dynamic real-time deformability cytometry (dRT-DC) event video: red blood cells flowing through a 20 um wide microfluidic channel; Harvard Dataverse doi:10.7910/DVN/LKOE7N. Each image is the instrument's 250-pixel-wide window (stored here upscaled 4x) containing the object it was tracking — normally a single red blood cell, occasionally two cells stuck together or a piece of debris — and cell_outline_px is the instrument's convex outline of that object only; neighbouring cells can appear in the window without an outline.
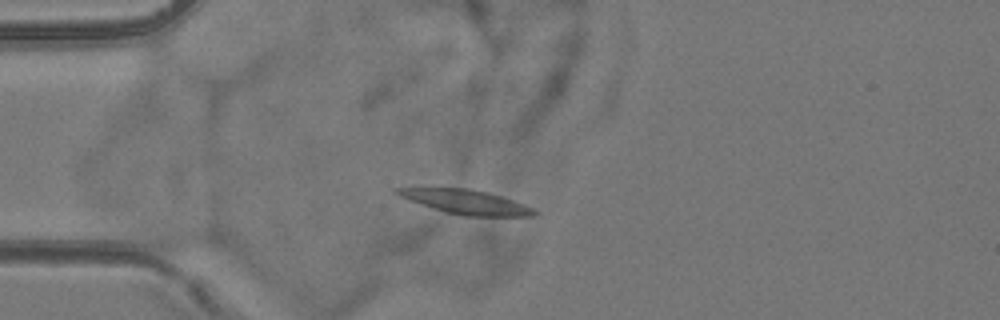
{"species": "common noctule bat (a hibernating species)", "species_latin": "Nyctalus noctula", "temperature_condition": "room temperature", "stored_images_in_passage": 57, "camera_frame_rate_fps": 3000, "um_per_image_px": 0.085, "animal": {"sex": "female", "body_mass_g": 24.6, "forearm_length_mm": 56.2}, "frame": {"image": 1, "passage_image": 16, "time_ms": 5.0, "image_size_px": [1000, 320], "cell_outline_px": [[536, 212], [532, 216], [464, 216], [448, 212], [408, 200], [392, 192], [392, 188], [468, 188], [488, 192], [524, 204], [532, 208]], "centroid_in_image_um": [39.57, 17.15], "position_along_channel_um": 45.4, "area_um2": 19.07}}
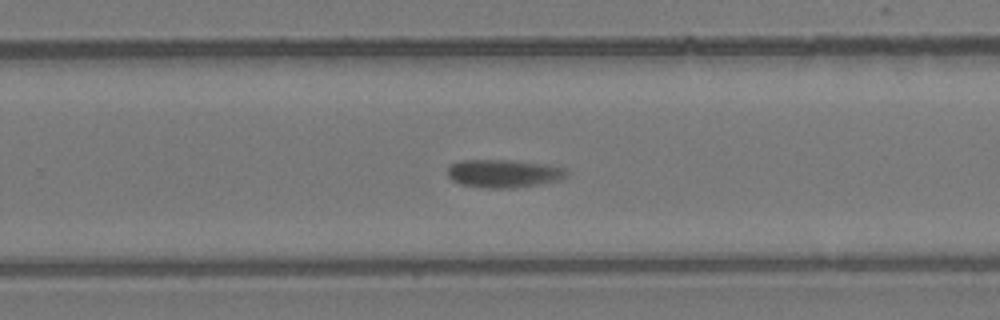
{"frame": {"image": 2, "passage_image": 37, "time_ms": 12.0, "image_size_px": [1000, 320], "cell_outline_px": [[568, 176], [560, 180], [512, 188], [484, 188], [460, 184], [452, 180], [448, 176], [448, 164], [460, 160], [512, 160], [544, 164], [564, 168], [568, 172]], "centroid_in_image_um": [42.77, 14.74], "position_along_channel_um": 287.0, "area_um2": 19.54}}
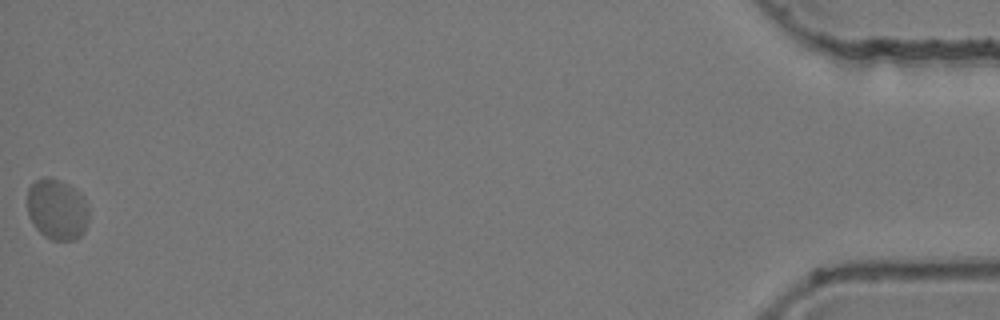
{"frame": {"image": 3, "passage_image": 57, "time_ms": 18.667, "image_size_px": [1000, 320], "cell_outline_px": [[88, 220], [84, 232], [80, 236], [72, 240], [52, 240], [44, 236], [32, 224], [28, 216], [28, 188], [36, 180], [44, 176], [48, 176], [68, 184], [80, 192], [84, 196], [88, 208]], "centroid_in_image_um": [4.85, 17.79], "position_along_channel_um": 430.3, "area_um2": 22.02}, "authors_computed_cell_mechanics": {"area_um2": 19.074, "velocity_mm_per_s": 3.7158, "shape_relaxation_time_tau1_ms": null, "shape_relaxation_time_tau2_ms": 1.6824, "deformation_change_tau1": null, "deformation_change_tau2": 0.0445}}